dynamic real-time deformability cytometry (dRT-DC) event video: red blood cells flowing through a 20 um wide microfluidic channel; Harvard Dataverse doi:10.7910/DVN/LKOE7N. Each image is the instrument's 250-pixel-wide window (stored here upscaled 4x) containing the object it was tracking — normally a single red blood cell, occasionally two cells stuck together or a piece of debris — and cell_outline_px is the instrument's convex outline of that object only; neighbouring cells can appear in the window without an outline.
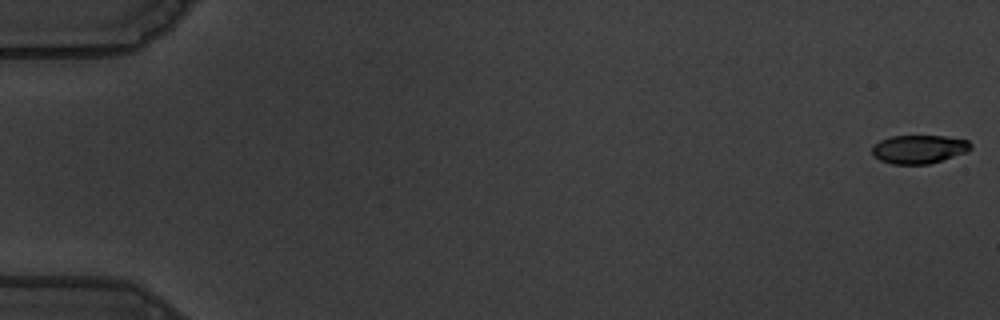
{"species": "common noctule bat (a hibernating species)", "species_latin": "Nyctalus noctula", "temperature_condition": "warm", "stored_images_in_passage": 57, "camera_frame_rate_fps": 3000, "um_per_image_px": 0.085, "animal": {"sex": "male", "body_mass_g": 19.5, "forearm_length_mm": 54.6}, "frame": {"image": 1, "passage_image": 1, "time_ms": 0.0, "image_size_px": [1000, 320], "cell_outline_px": [[972, 148], [968, 152], [928, 164], [892, 164], [880, 160], [872, 156], [872, 148], [880, 140], [892, 136], [944, 136], [968, 140], [972, 144]], "centroid_in_image_um": [78.13, 12.68], "position_along_channel_um": 6.9, "area_um2": 16.42}}
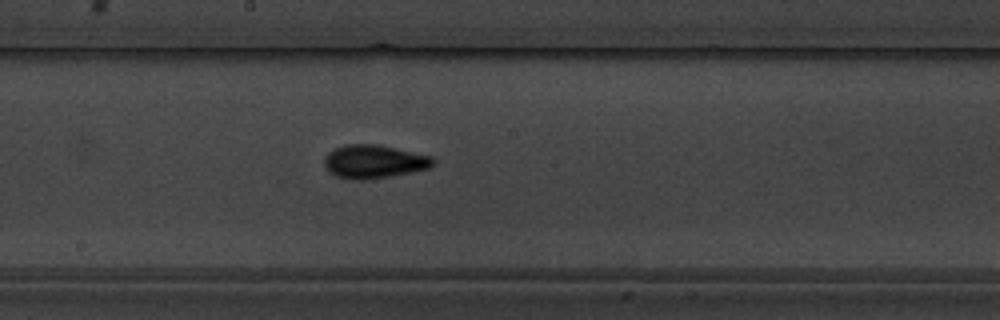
{"frame": {"image": 2, "passage_image": 32, "time_ms": 10.333, "image_size_px": [1000, 320], "cell_outline_px": [[436, 160], [428, 168], [388, 176], [364, 180], [348, 180], [336, 176], [328, 172], [324, 164], [324, 156], [328, 152], [344, 144], [376, 144], [432, 156]], "centroid_in_image_um": [31.72, 13.73], "position_along_channel_um": 216.5, "area_um2": 21.1}}
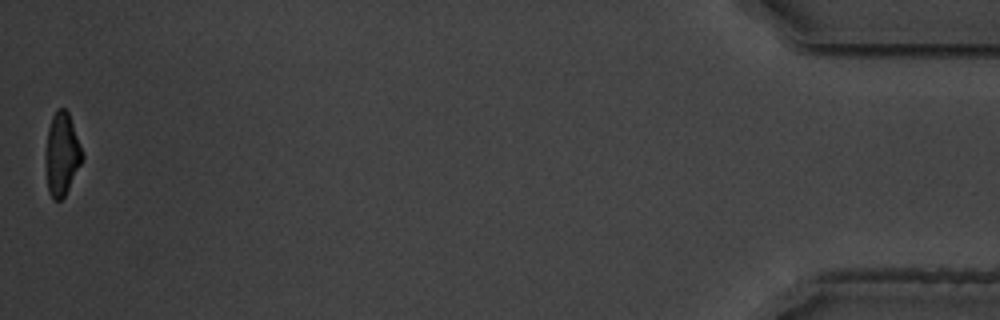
{"frame": {"image": 3, "passage_image": 57, "time_ms": 18.667, "image_size_px": [1000, 320], "cell_outline_px": [[84, 160], [64, 196], [60, 200], [52, 200], [48, 192], [44, 156], [48, 128], [52, 116], [56, 108], [64, 108], [68, 112], [84, 156]], "centroid_in_image_um": [5.24, 13.12], "position_along_channel_um": 430.0, "area_um2": 17.92}, "authors_computed_cell_mechanics": {"area_um2": 18.5538, "velocity_mm_per_s": 3.6348, "shape_relaxation_time_tau1_ms": 3.214, "shape_relaxation_time_tau2_ms": 2.4667, "deformation_change_tau1": 0.1623, "deformation_change_tau2": 0.1025}}